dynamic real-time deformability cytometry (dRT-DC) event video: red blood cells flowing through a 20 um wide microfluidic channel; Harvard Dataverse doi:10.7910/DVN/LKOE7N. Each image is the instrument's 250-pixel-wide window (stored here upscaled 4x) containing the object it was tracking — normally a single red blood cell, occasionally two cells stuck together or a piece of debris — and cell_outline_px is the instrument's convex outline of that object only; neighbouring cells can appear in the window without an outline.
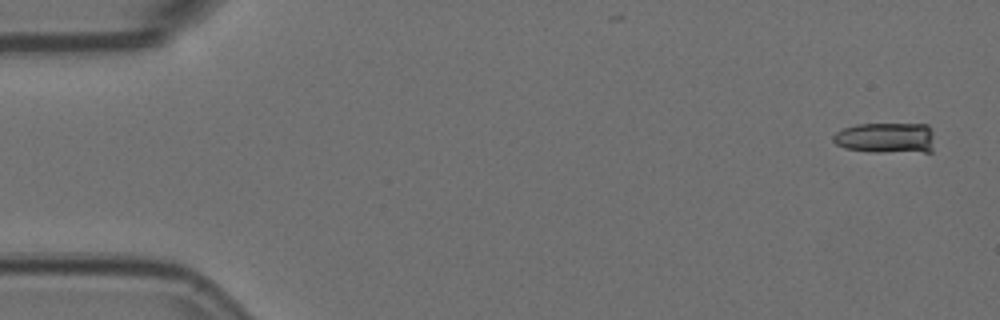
{"species": "Egyptian fruit bat (a non-hibernating species)", "species_latin": "Rousettus aegyptiacus", "temperature_condition": "room temperature", "stored_images_in_passage": 5, "camera_frame_rate_fps": 3000, "um_per_image_px": 0.085, "animal": {"sex": "female"}, "frame": {"image": 1, "passage_image": 1, "time_ms": 0.0, "image_size_px": [1000, 320], "cell_outline_px": [[932, 152], [872, 152], [844, 148], [836, 144], [832, 140], [832, 136], [836, 132], [844, 128], [856, 124], [928, 124], [932, 132]], "centroid_in_image_um": [75.29, 11.72], "position_along_channel_um": 9.7, "area_um2": 18.26}}